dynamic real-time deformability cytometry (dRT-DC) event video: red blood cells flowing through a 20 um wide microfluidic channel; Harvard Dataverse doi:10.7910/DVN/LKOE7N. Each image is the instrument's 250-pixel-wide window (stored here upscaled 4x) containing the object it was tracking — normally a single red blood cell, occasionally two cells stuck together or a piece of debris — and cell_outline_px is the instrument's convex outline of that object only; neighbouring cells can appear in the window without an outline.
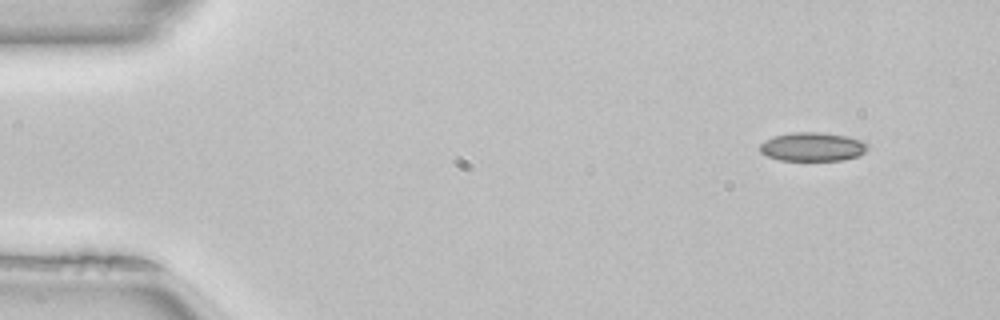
{"species": "common noctule bat (a hibernating species)", "species_latin": "Nyctalus noctula", "temperature_condition": "room temperature", "stored_images_in_passage": 47, "camera_frame_rate_fps": 3000, "um_per_image_px": 0.085, "animal": {"sex": "female", "body_mass_g": 22.7, "forearm_length_mm": 54.2}, "frame": {"image": 1, "passage_image": 1, "time_ms": 0.0, "image_size_px": [1000, 320], "cell_outline_px": [[868, 148], [860, 156], [844, 160], [780, 160], [768, 156], [760, 152], [760, 144], [764, 140], [776, 136], [792, 132], [820, 132], [848, 136], [864, 140], [868, 144]], "centroid_in_image_um": [69.11, 12.47], "position_along_channel_um": 15.9, "area_um2": 18.21}}
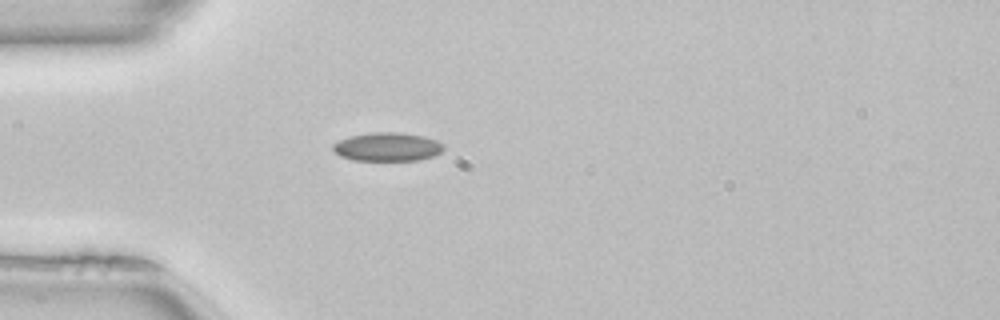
{"frame": {"image": 2, "passage_image": 11, "time_ms": 3.333, "image_size_px": [1000, 320], "cell_outline_px": [[444, 148], [440, 152], [432, 156], [420, 160], [352, 160], [340, 156], [332, 148], [332, 144], [348, 136], [372, 132], [400, 132], [424, 136], [436, 140], [444, 144]], "centroid_in_image_um": [32.92, 12.47], "position_along_channel_um": 52.1, "area_um2": 18.5}}
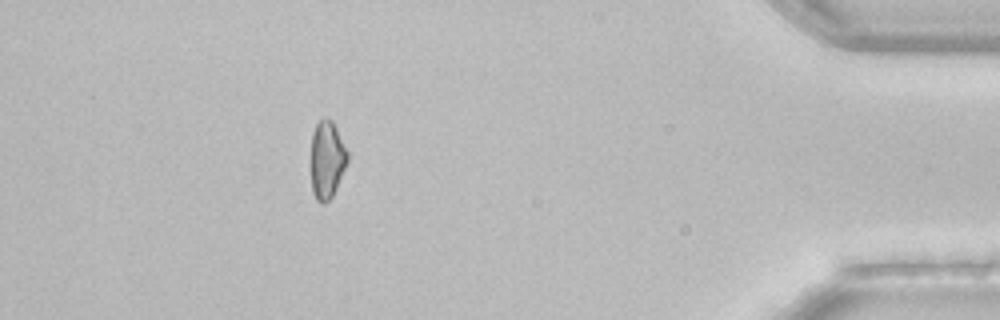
{"frame": {"image": 3, "passage_image": 42, "time_ms": 13.667, "image_size_px": [1000, 320], "cell_outline_px": [[348, 160], [336, 188], [332, 196], [324, 204], [320, 204], [316, 200], [312, 192], [312, 132], [316, 124], [320, 120], [332, 120], [348, 152]], "centroid_in_image_um": [27.79, 13.61], "position_along_channel_um": 407.4, "area_um2": 16.24}, "authors_computed_cell_mechanics": {"area_um2": 17.4556, "velocity_mm_per_s": 4.0545, "shape_relaxation_time_tau1_ms": null, "shape_relaxation_time_tau2_ms": 2.9218, "deformation_change_tau1": null, "deformation_change_tau2": 0.0769}}